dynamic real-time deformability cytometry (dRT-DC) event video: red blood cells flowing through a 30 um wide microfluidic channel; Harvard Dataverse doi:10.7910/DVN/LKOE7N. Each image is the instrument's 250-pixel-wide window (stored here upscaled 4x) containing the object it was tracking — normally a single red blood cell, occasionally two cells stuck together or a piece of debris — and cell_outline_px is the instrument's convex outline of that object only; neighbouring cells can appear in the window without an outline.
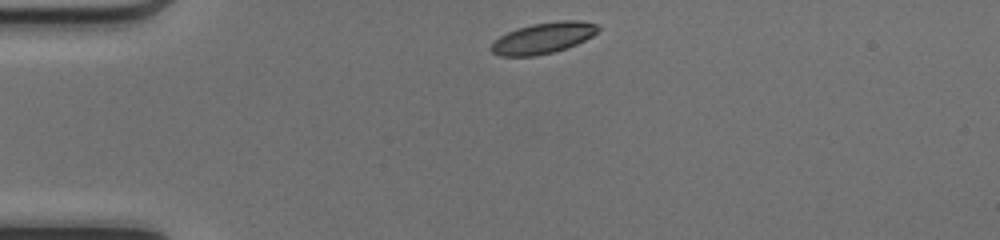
{"species": "common noctule bat (a hibernating species)", "species_latin": "Nyctalus noctula", "temperature_condition": "cold", "stored_images_in_passage": 39, "camera_frame_rate_fps": 3000, "um_per_image_px": 0.085, "animal": {"sex": "female", "body_mass_g": 17.0, "forearm_length_mm": 48.0}, "frame": {"image": 1, "passage_image": 1, "time_ms": 0.0, "image_size_px": [1000, 240], "cell_outline_px": [[600, 28], [592, 36], [576, 44], [552, 52], [532, 56], [500, 56], [492, 52], [488, 48], [500, 36], [508, 32], [532, 24], [560, 20], [580, 20], [596, 24]], "centroid_in_image_um": [46.16, 3.23], "position_along_channel_um": 38.8, "area_um2": 19.02}}
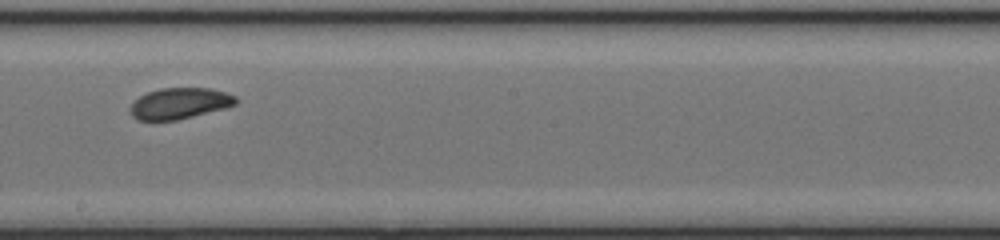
{"frame": {"image": 2, "passage_image": 18, "time_ms": 5.667, "image_size_px": [1000, 240], "cell_outline_px": [[240, 100], [236, 104], [224, 108], [176, 120], [136, 120], [132, 116], [128, 108], [140, 96], [148, 92], [160, 88], [212, 88], [236, 96]], "centroid_in_image_um": [15.27, 8.78], "position_along_channel_um": 232.9, "area_um2": 19.07}}
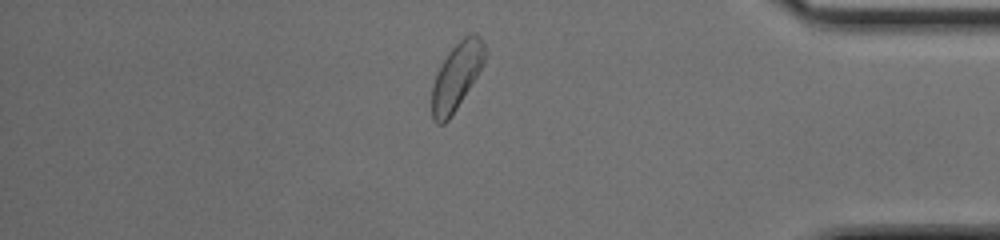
{"frame": {"image": 3, "passage_image": 32, "time_ms": 10.333, "image_size_px": [1000, 240], "cell_outline_px": [[488, 52], [476, 76], [456, 108], [448, 120], [444, 124], [436, 124], [432, 120], [432, 84], [440, 64], [448, 52], [464, 36], [472, 32], [476, 32], [484, 40]], "centroid_in_image_um": [38.81, 6.43], "position_along_channel_um": 396.4, "area_um2": 20.63}, "authors_computed_cell_mechanics": {"area_um2": 19.8832, "velocity_mm_per_s": 4.129, "shape_relaxation_time_tau1_ms": 3.6238, "shape_relaxation_time_tau2_ms": null, "deformation_change_tau1": 0.1008, "deformation_change_tau2": null}}